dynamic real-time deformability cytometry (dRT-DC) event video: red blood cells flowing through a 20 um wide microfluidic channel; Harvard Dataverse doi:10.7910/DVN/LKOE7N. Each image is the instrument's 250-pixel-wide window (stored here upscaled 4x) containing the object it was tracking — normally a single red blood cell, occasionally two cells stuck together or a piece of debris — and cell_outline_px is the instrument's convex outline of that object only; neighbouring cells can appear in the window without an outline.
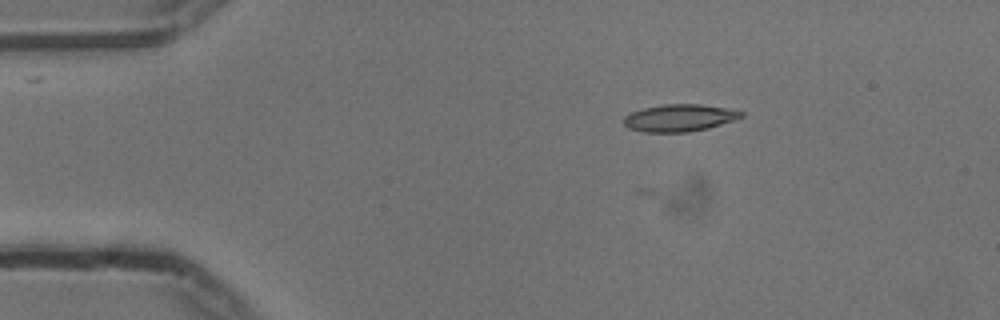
{"species": "common noctule bat (a hibernating species)", "species_latin": "Nyctalus noctula", "temperature_condition": "cold", "stored_images_in_passage": 9, "camera_frame_rate_fps": 3000, "um_per_image_px": 0.085, "animal": {"sex": "male", "body_mass_g": 13.3}, "frame": {"image": 1, "passage_image": 9, "time_ms": 2.667, "image_size_px": [1000, 320], "cell_outline_px": [[744, 116], [708, 128], [688, 132], [644, 132], [628, 128], [620, 120], [624, 116], [632, 112], [644, 108], [664, 104], [700, 104], [724, 108], [744, 112]], "centroid_in_image_um": [57.69, 10.02], "position_along_channel_um": 27.3, "area_um2": 18.5}}